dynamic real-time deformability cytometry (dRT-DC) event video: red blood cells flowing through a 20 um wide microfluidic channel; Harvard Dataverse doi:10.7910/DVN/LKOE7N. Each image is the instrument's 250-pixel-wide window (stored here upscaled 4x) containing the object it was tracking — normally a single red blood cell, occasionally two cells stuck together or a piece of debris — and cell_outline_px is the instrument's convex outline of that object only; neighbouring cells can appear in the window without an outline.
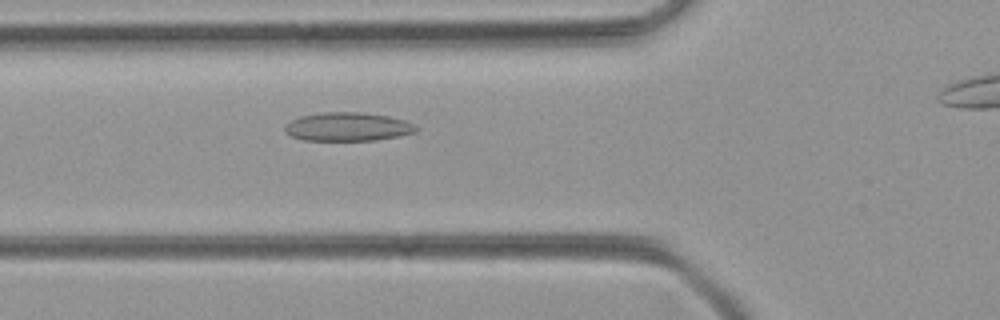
{"species": "common noctule bat (a hibernating species)", "species_latin": "Nyctalus noctula", "temperature_condition": "room temperature", "stored_images_in_passage": 35, "camera_frame_rate_fps": 3000, "um_per_image_px": 0.085, "animal": {"sex": "female", "body_mass_g": 21.9}, "frame": {"image": 1, "passage_image": 10, "time_ms": 3.0, "image_size_px": [1000, 320], "cell_outline_px": [[416, 132], [400, 136], [376, 140], [304, 140], [292, 136], [284, 128], [284, 124], [300, 116], [324, 112], [360, 112], [388, 116], [404, 120], [412, 124], [416, 128]], "centroid_in_image_um": [29.55, 10.77], "position_along_channel_um": 96.3, "area_um2": 21.68}}
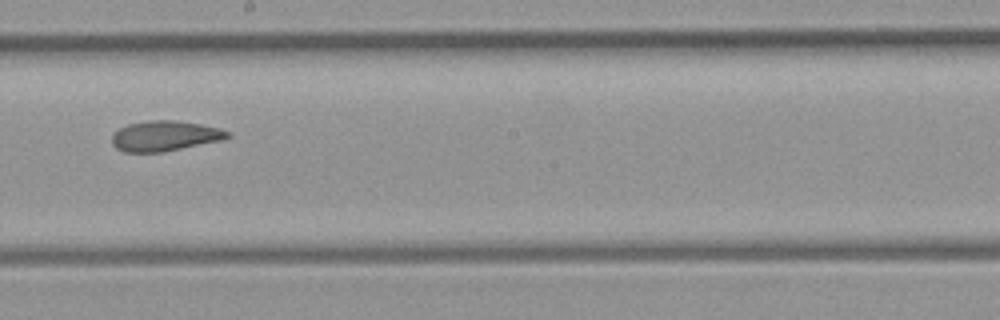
{"frame": {"image": 2, "passage_image": 20, "time_ms": 6.333, "image_size_px": [1000, 320], "cell_outline_px": [[232, 136], [224, 140], [164, 152], [124, 152], [116, 148], [112, 144], [112, 136], [120, 128], [128, 124], [148, 120], [176, 120], [200, 124], [220, 128], [232, 132]], "centroid_in_image_um": [14.07, 11.56], "position_along_channel_um": 234.1, "area_um2": 20.63}}
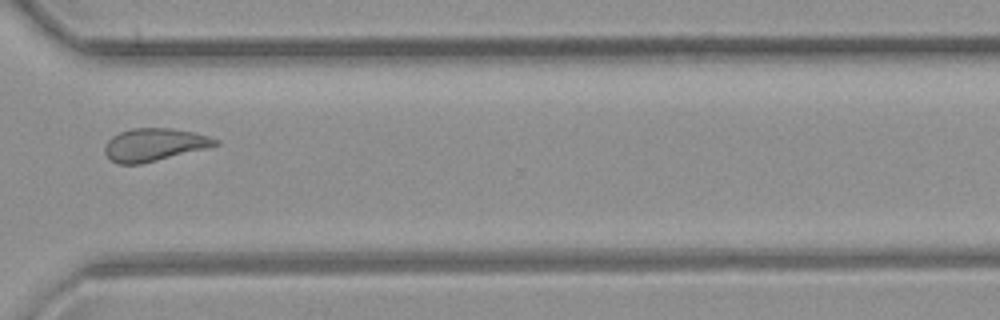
{"frame": {"image": 3, "passage_image": 29, "time_ms": 9.333, "image_size_px": [1000, 320], "cell_outline_px": [[220, 144], [208, 148], [140, 164], [116, 164], [104, 152], [104, 144], [112, 136], [120, 132], [132, 128], [172, 128], [192, 132], [208, 136], [220, 140]], "centroid_in_image_um": [13.11, 12.3], "position_along_channel_um": 357.5, "area_um2": 21.1}}